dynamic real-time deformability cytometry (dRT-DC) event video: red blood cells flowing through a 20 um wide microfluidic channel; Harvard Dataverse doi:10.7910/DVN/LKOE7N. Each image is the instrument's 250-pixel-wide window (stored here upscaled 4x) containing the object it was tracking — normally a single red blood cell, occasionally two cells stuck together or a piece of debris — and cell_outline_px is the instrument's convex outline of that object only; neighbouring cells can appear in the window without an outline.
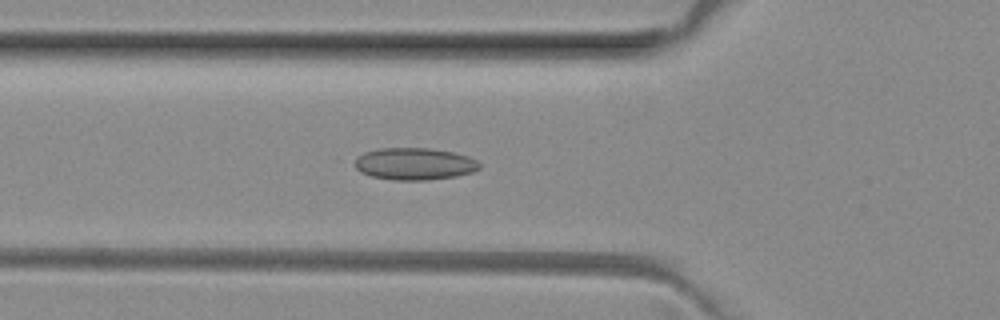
{"species": "common noctule bat (a hibernating species)", "species_latin": "Nyctalus noctula", "temperature_condition": "room temperature", "stored_images_in_passage": 51, "camera_frame_rate_fps": 3000, "um_per_image_px": 0.085, "animal": {"sex": "female", "body_mass_g": 29.2, "forearm_length_mm": 56.3}, "frame": {"image": 1, "passage_image": 18, "time_ms": 5.667, "image_size_px": [1000, 320], "cell_outline_px": [[480, 168], [472, 172], [456, 176], [428, 180], [392, 180], [372, 176], [360, 172], [348, 160], [364, 152], [380, 148], [428, 148], [452, 152], [468, 156], [476, 160], [480, 164]], "centroid_in_image_um": [35.15, 13.92], "position_along_channel_um": 90.7, "area_um2": 23.64}}
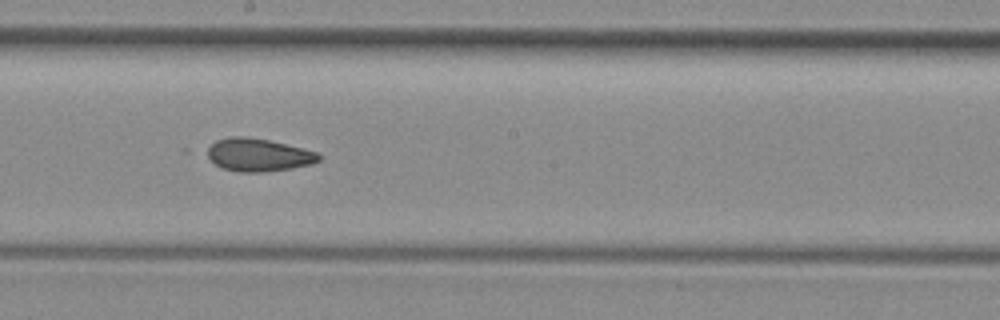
{"frame": {"image": 2, "passage_image": 28, "time_ms": 9.0, "image_size_px": [1000, 320], "cell_outline_px": [[320, 160], [312, 164], [292, 168], [264, 172], [236, 172], [224, 168], [216, 164], [200, 152], [204, 148], [216, 140], [228, 136], [244, 136], [268, 140], [320, 152]], "centroid_in_image_um": [21.89, 13.16], "position_along_channel_um": 226.3, "area_um2": 21.85}}
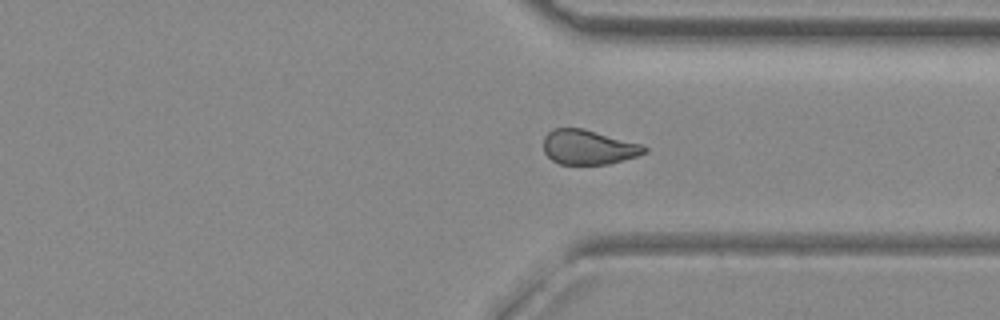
{"frame": {"image": 3, "passage_image": 38, "time_ms": 12.333, "image_size_px": [1000, 320], "cell_outline_px": [[648, 152], [640, 156], [608, 164], [560, 164], [552, 160], [544, 152], [544, 136], [552, 128], [584, 128], [644, 144], [648, 148]], "centroid_in_image_um": [50.07, 12.5], "position_along_channel_um": 361.3, "area_um2": 20.75}, "authors_computed_cell_mechanics": {"area_um2": 21.8484, "velocity_mm_per_s": 4.0541, "shape_relaxation_time_tau1_ms": null, "shape_relaxation_time_tau2_ms": 2.9678, "deformation_change_tau1": null, "deformation_change_tau2": 0.0656}}